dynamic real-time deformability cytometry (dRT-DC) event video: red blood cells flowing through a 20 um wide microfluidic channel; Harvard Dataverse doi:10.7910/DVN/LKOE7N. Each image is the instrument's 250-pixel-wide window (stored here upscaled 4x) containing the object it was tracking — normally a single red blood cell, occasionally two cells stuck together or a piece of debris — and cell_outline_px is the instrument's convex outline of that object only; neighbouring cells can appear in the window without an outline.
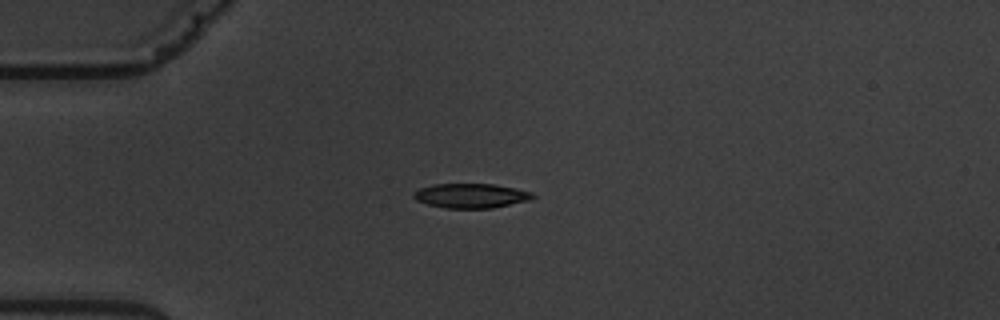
{"species": "common noctule bat (a hibernating species)", "species_latin": "Nyctalus noctula", "temperature_condition": "warm", "stored_images_in_passage": 10, "camera_frame_rate_fps": 3000, "um_per_image_px": 0.085, "animal": {"sex": "male", "body_mass_g": 19.5, "forearm_length_mm": 54.6}, "frame": {"image": 1, "passage_image": 4, "time_ms": 4.333, "image_size_px": [1000, 320], "cell_outline_px": [[536, 196], [532, 200], [492, 208], [444, 208], [428, 204], [416, 200], [412, 196], [412, 192], [420, 188], [432, 184], [492, 184], [516, 188], [532, 192]], "centroid_in_image_um": [40.04, 16.63], "position_along_channel_um": 45.0, "area_um2": 17.17}}
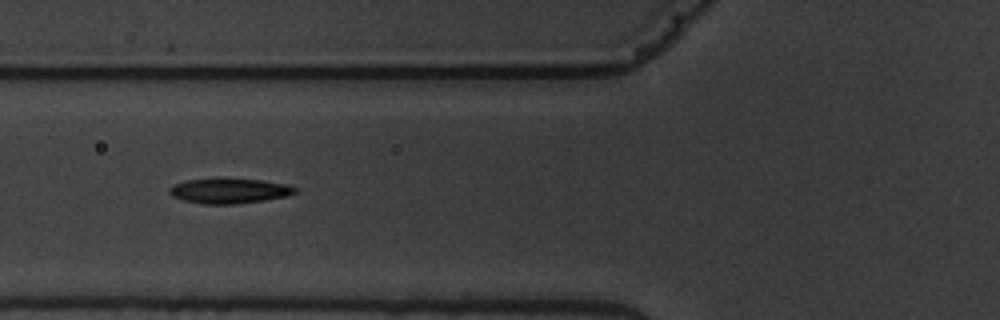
{"frame": {"image": 2, "passage_image": 6, "time_ms": 6.667, "image_size_px": [1000, 320], "cell_outline_px": [[296, 192], [284, 196], [264, 200], [236, 204], [204, 204], [184, 200], [172, 196], [168, 192], [168, 188], [172, 184], [188, 180], [260, 180], [288, 184], [296, 188]], "centroid_in_image_um": [19.46, 16.24], "position_along_channel_um": 106.3, "area_um2": 17.8}}
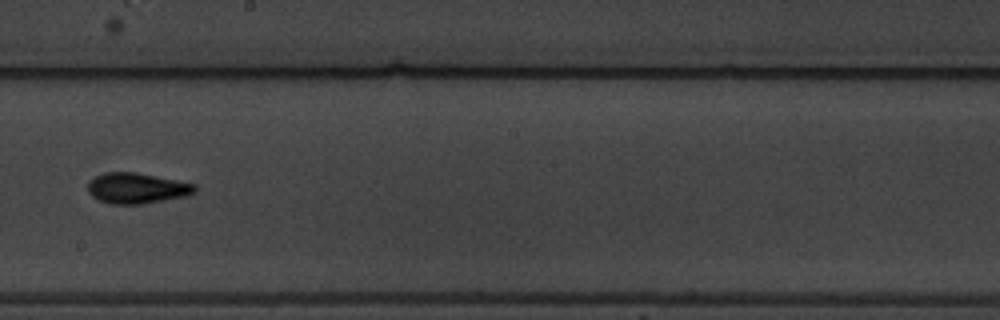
{"frame": {"image": 3, "passage_image": 9, "time_ms": 10.333, "image_size_px": [1000, 320], "cell_outline_px": [[196, 192], [188, 196], [144, 204], [108, 204], [92, 196], [88, 192], [88, 180], [104, 172], [136, 172], [196, 184]], "centroid_in_image_um": [11.63, 16.0], "position_along_channel_um": 236.6, "area_um2": 19.31}}